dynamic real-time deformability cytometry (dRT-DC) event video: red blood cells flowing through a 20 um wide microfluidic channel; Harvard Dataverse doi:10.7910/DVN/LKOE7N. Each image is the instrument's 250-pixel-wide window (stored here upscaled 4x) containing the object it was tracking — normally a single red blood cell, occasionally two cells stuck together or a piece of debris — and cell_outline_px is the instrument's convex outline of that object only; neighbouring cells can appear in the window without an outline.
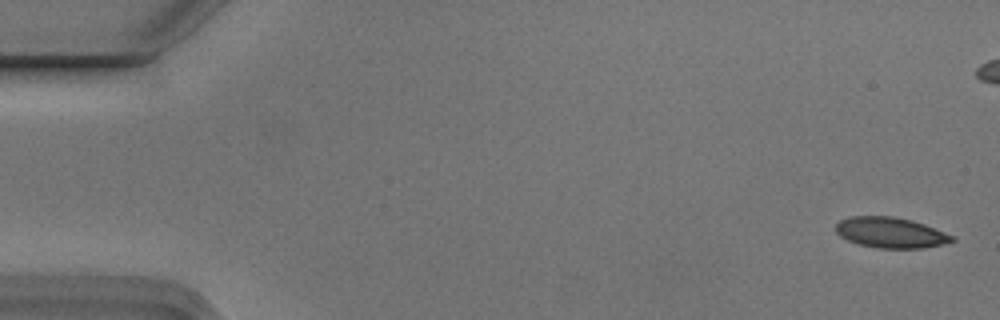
{"species": "Egyptian fruit bat (a non-hibernating species)", "species_latin": "Rousettus aegyptiacus", "temperature_condition": "cold", "stored_images_in_passage": 10, "camera_frame_rate_fps": 3000, "um_per_image_px": 0.085, "animal": {"sex": "male"}, "frame": {"image": 1, "passage_image": 1, "time_ms": 0.0, "image_size_px": [1000, 320], "cell_outline_px": [[956, 240], [924, 248], [876, 248], [860, 244], [848, 240], [840, 236], [836, 232], [836, 224], [840, 220], [848, 216], [892, 216], [912, 220], [924, 224], [956, 236]], "centroid_in_image_um": [75.71, 19.76], "position_along_channel_um": 9.3, "area_um2": 20.75}}
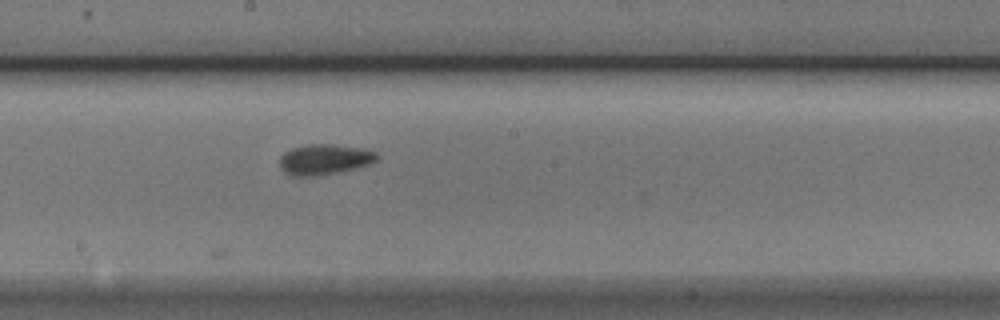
{"frame": {"image": 2, "passage_image": 10, "time_ms": 3.0, "image_size_px": [1000, 320], "cell_outline_px": [[380, 156], [376, 160], [368, 164], [356, 168], [316, 176], [292, 176], [284, 172], [280, 168], [280, 156], [284, 152], [292, 148], [308, 144], [332, 144], [360, 148], [376, 152]], "centroid_in_image_um": [27.55, 13.55], "position_along_channel_um": 220.7, "area_um2": 17.22}}